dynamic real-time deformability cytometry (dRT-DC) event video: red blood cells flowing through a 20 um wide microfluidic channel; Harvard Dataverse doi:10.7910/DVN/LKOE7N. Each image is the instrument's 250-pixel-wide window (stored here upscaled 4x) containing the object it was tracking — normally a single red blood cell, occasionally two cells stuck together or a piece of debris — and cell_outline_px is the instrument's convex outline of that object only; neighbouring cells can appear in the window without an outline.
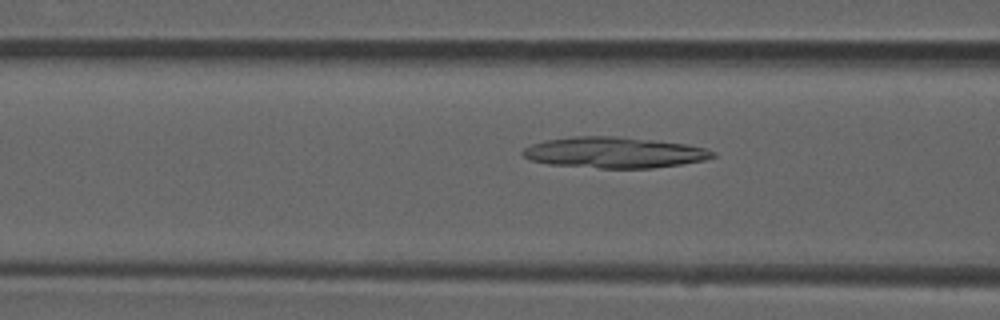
{"species": "common noctule bat (a hibernating species)", "species_latin": "Nyctalus noctula", "temperature_condition": "room temperature", "stored_images_in_passage": 46, "camera_frame_rate_fps": 3000, "um_per_image_px": 0.085, "animal": {"sex": "male", "forearm_length_mm": 52.5}, "frame": {"image": 1, "passage_image": 20, "time_ms": 6.333, "image_size_px": [1000, 320], "cell_outline_px": [[716, 156], [704, 160], [680, 164], [652, 168], [600, 168], [548, 164], [532, 160], [524, 156], [520, 152], [524, 148], [532, 144], [544, 140], [572, 136], [616, 136], [688, 144], [704, 148], [716, 152]], "centroid_in_image_um": [52.2, 12.96], "position_along_channel_um": 114.4, "area_um2": 34.22}}
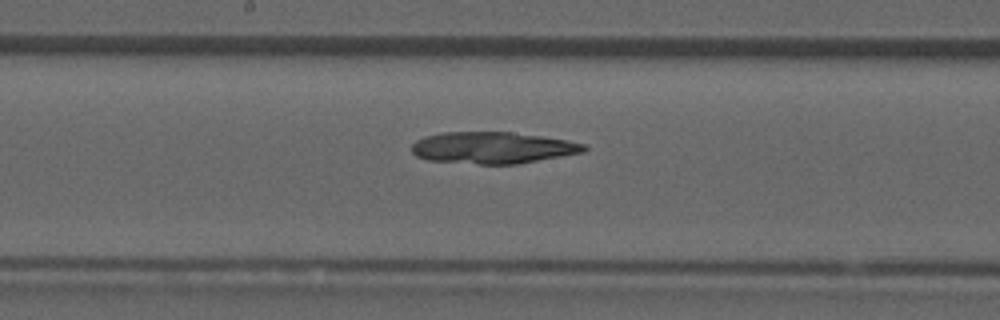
{"frame": {"image": 2, "passage_image": 27, "time_ms": 8.667, "image_size_px": [1000, 320], "cell_outline_px": [[588, 148], [584, 152], [520, 164], [480, 164], [428, 160], [416, 156], [412, 152], [412, 144], [416, 140], [424, 136], [440, 132], [512, 132], [540, 136], [588, 144]], "centroid_in_image_um": [41.88, 12.56], "position_along_channel_um": 206.3, "area_um2": 31.91}}
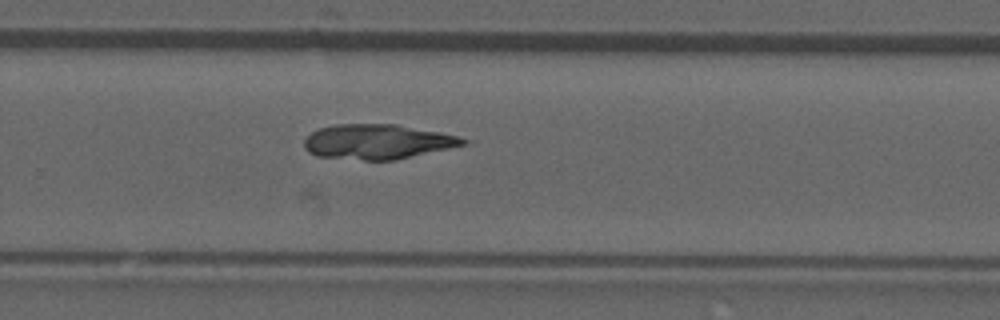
{"frame": {"image": 3, "passage_image": 34, "time_ms": 11.0, "image_size_px": [1000, 320], "cell_outline_px": [[468, 140], [464, 144], [448, 148], [396, 160], [364, 160], [316, 156], [308, 152], [304, 148], [304, 140], [312, 132], [320, 128], [336, 124], [396, 124], [440, 132], [456, 136]], "centroid_in_image_um": [32.04, 12.04], "position_along_channel_um": 297.8, "area_um2": 32.02}}